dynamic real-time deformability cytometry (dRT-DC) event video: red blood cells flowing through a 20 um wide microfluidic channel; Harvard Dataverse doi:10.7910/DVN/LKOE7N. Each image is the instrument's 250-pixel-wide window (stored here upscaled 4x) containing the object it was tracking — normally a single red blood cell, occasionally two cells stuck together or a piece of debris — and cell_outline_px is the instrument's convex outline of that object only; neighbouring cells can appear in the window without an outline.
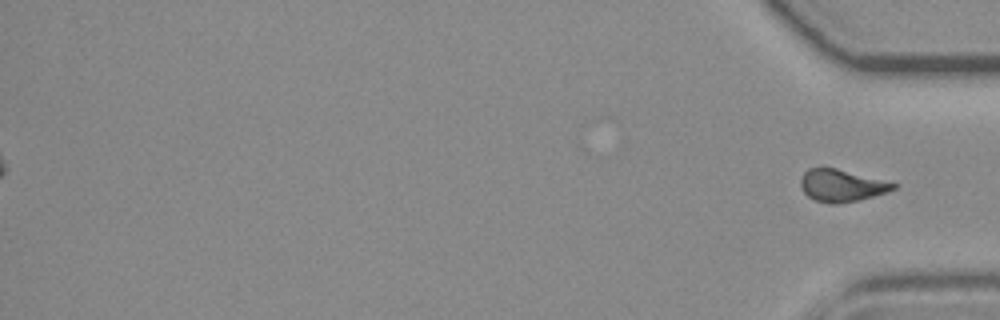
{"species": "common noctule bat (a hibernating species)", "species_latin": "Nyctalus noctula", "temperature_condition": "room temperature", "stored_images_in_passage": 56, "segment_of_instrument_passage": [2, 2], "camera_frame_rate_fps": 3000, "um_per_image_px": 0.085, "animal": {"sex": "female", "body_mass_g": 19.3, "forearm_length_mm": 54.1}, "frame": {"image": 1, "passage_image": 56, "time_ms": 18.333, "image_size_px": [1000, 320], "cell_outline_px": [[896, 188], [872, 196], [856, 200], [836, 204], [828, 204], [812, 200], [804, 192], [800, 184], [800, 180], [804, 172], [808, 168], [824, 164], [896, 184]], "centroid_in_image_um": [71.42, 15.73], "position_along_channel_um": 363.8, "area_um2": 17.57}}